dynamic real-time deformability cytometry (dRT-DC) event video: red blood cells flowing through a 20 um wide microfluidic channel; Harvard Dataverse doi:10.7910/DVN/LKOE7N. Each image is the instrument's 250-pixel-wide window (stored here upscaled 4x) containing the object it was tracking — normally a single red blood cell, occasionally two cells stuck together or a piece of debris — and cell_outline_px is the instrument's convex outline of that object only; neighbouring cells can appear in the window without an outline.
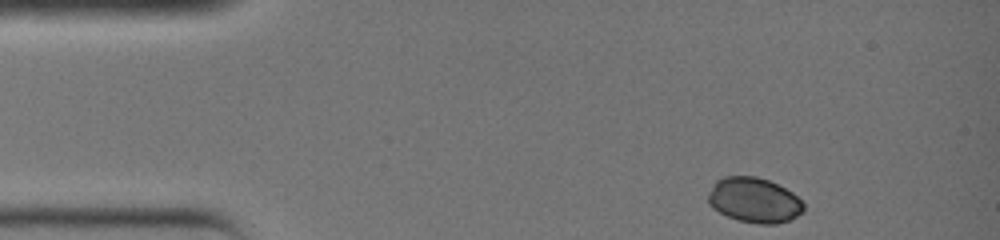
{"species": "common noctule bat (a hibernating species)", "species_latin": "Nyctalus noctula", "temperature_condition": "warm", "stored_images_in_passage": 30, "camera_frame_rate_fps": 3000, "um_per_image_px": 0.085, "animal": {"sex": "female", "body_mass_g": 19.0, "forearm_length_mm": 51.5}, "frame": {"image": 1, "passage_image": 1, "time_ms": 0.0, "image_size_px": [1000, 240], "cell_outline_px": [[804, 212], [792, 220], [776, 224], [760, 224], [740, 220], [728, 216], [712, 208], [708, 204], [708, 192], [712, 184], [716, 180], [724, 176], [756, 176], [768, 180], [792, 192], [804, 204]], "centroid_in_image_um": [64.1, 17.01], "position_along_channel_um": 20.9, "area_um2": 25.2}}
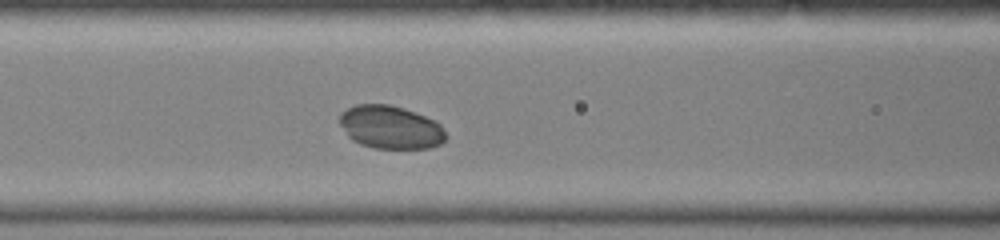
{"frame": {"image": 2, "passage_image": 12, "time_ms": 3.667, "image_size_px": [1000, 240], "cell_outline_px": [[448, 136], [440, 144], [428, 148], [376, 148], [360, 144], [352, 140], [348, 136], [340, 124], [340, 116], [348, 108], [356, 104], [388, 104], [424, 116], [440, 124]], "centroid_in_image_um": [33.19, 10.83], "position_along_channel_um": 133.4, "area_um2": 26.3}}
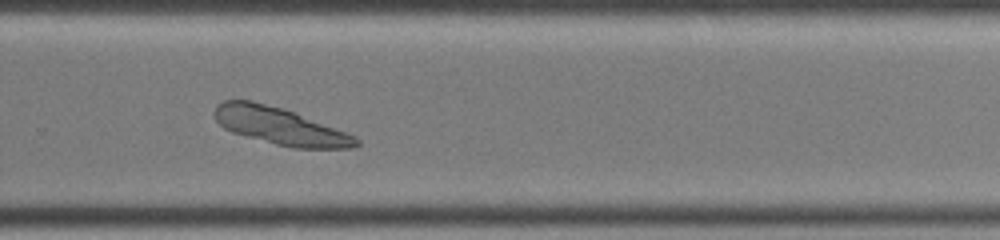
{"frame": {"image": 3, "passage_image": 22, "time_ms": 7.0, "image_size_px": [1000, 240], "cell_outline_px": [[360, 144], [356, 148], [296, 148], [276, 144], [232, 132], [224, 128], [216, 120], [212, 112], [216, 104], [224, 100], [252, 100], [284, 108], [356, 136], [360, 140]], "centroid_in_image_um": [23.79, 10.7], "position_along_channel_um": 306.0, "area_um2": 30.63}}